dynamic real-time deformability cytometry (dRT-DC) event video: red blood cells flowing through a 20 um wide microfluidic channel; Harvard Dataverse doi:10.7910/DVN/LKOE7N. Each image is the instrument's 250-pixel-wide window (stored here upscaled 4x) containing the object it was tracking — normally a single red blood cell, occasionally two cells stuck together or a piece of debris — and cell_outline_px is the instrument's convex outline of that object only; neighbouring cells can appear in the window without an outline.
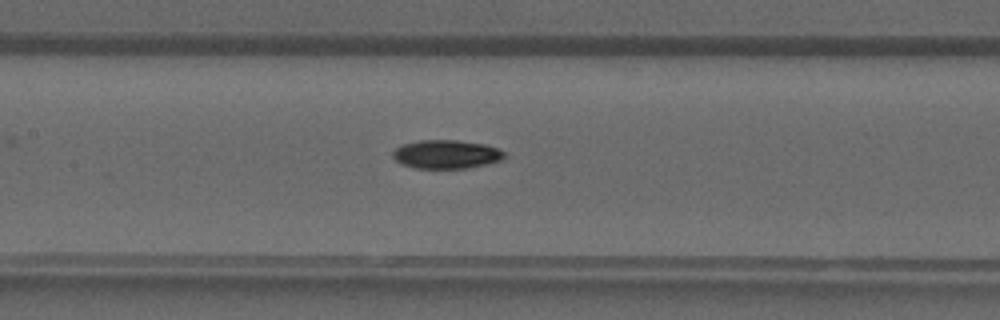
{"species": "common noctule bat (a hibernating species)", "species_latin": "Nyctalus noctula", "temperature_condition": "warm", "stored_images_in_passage": 28, "camera_frame_rate_fps": 3000, "um_per_image_px": 0.085, "animal": {"sex": "male", "forearm_length_mm": 52.5}, "frame": {"image": 1, "passage_image": 11, "time_ms": 3.333, "image_size_px": [1000, 320], "cell_outline_px": [[508, 156], [500, 160], [488, 164], [468, 168], [416, 168], [400, 164], [392, 156], [392, 152], [396, 148], [404, 144], [420, 140], [456, 140], [484, 144], [496, 148], [504, 152]], "centroid_in_image_um": [37.94, 13.12], "position_along_channel_um": 169.5, "area_um2": 18.61}}
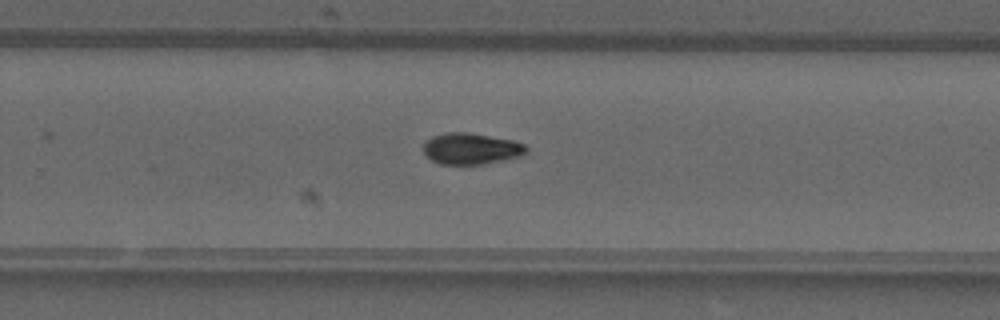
{"frame": {"image": 2, "passage_image": 18, "time_ms": 5.667, "image_size_px": [1000, 320], "cell_outline_px": [[528, 152], [520, 156], [504, 160], [484, 164], [440, 164], [432, 160], [424, 152], [424, 144], [432, 136], [444, 132], [468, 132], [512, 140], [524, 144], [528, 148]], "centroid_in_image_um": [40.06, 12.63], "position_along_channel_um": 289.7, "area_um2": 18.73}}
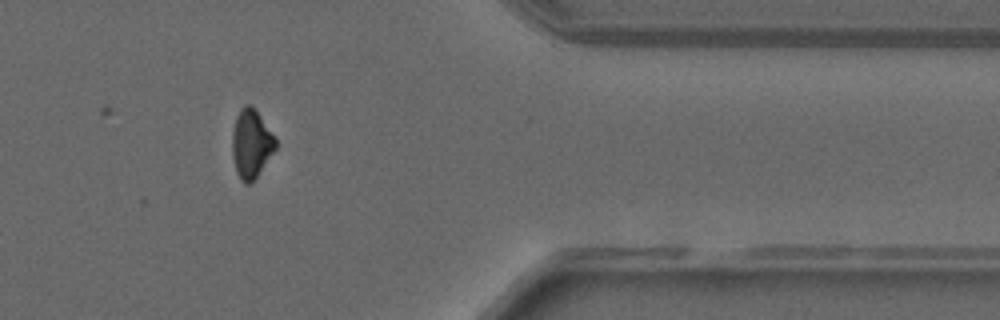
{"frame": {"image": 3, "passage_image": 25, "time_ms": 8.0, "image_size_px": [1000, 320], "cell_outline_px": [[276, 148], [256, 176], [248, 184], [244, 184], [240, 180], [236, 172], [232, 156], [232, 132], [236, 116], [240, 108], [244, 104], [252, 104], [276, 136]], "centroid_in_image_um": [21.34, 12.17], "position_along_channel_um": 390.1, "area_um2": 17.51}}